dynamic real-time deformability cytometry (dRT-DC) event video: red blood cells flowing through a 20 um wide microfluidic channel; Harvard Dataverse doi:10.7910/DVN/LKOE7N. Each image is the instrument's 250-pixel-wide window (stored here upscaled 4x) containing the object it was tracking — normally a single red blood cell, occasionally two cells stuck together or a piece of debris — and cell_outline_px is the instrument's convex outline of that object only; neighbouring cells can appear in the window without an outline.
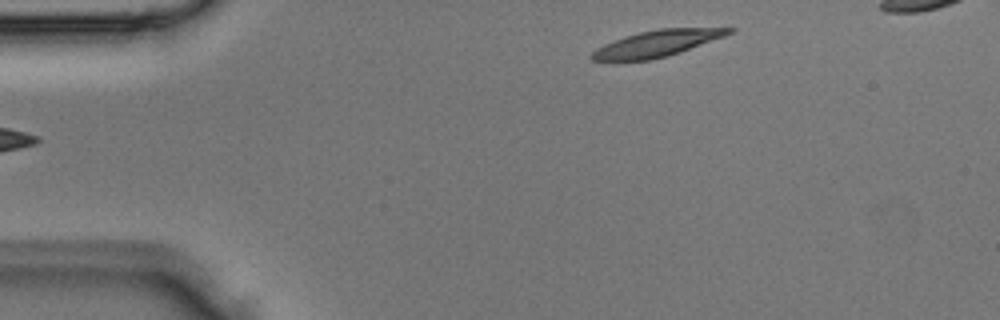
{"species": "Egyptian fruit bat (a non-hibernating species)", "species_latin": "Rousettus aegyptiacus", "temperature_condition": "room temperature", "stored_images_in_passage": 2, "segment_of_instrument_passage": [2, 2], "camera_frame_rate_fps": 3000, "um_per_image_px": 0.085, "animal": {"sex": "male"}, "frame": {"image": 1, "passage_image": 2, "time_ms": 0.333, "image_size_px": [1000, 320], "cell_outline_px": [[736, 28], [732, 32], [724, 36], [680, 52], [668, 56], [652, 60], [592, 60], [592, 52], [596, 48], [604, 44], [640, 32], [660, 28]], "centroid_in_image_um": [55.86, 3.69], "position_along_channel_um": 29.1, "area_um2": 20.52}}